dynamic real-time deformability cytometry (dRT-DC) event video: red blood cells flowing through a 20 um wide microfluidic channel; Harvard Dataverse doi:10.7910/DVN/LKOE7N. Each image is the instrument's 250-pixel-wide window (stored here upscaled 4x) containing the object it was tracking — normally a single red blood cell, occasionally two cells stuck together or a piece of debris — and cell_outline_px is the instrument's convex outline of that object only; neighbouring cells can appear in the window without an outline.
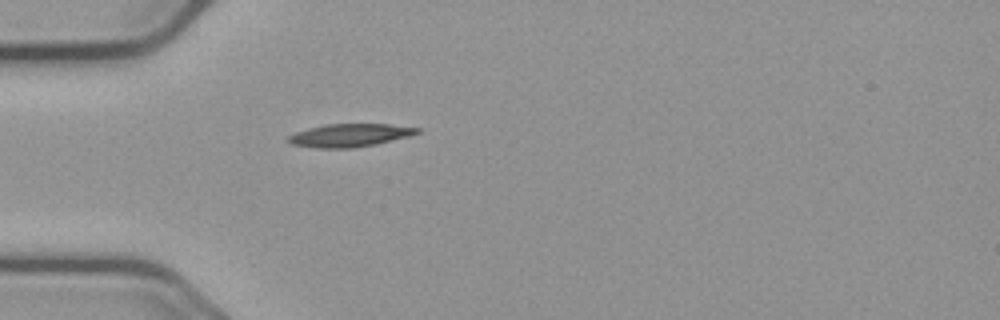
{"species": "common noctule bat (a hibernating species)", "species_latin": "Nyctalus noctula", "temperature_condition": "cold", "stored_images_in_passage": 40, "camera_frame_rate_fps": 3000, "um_per_image_px": 0.085, "animal": {"sex": "male", "body_mass_g": 23.1, "forearm_length_mm": 52.7}, "frame": {"image": 1, "passage_image": 1, "time_ms": 0.0, "image_size_px": [1000, 320], "cell_outline_px": [[420, 132], [408, 136], [376, 144], [352, 148], [316, 148], [292, 144], [284, 140], [288, 136], [296, 132], [308, 128], [324, 124], [388, 124], [420, 128]], "centroid_in_image_um": [29.68, 11.5], "position_along_channel_um": 55.3, "area_um2": 17.28}}
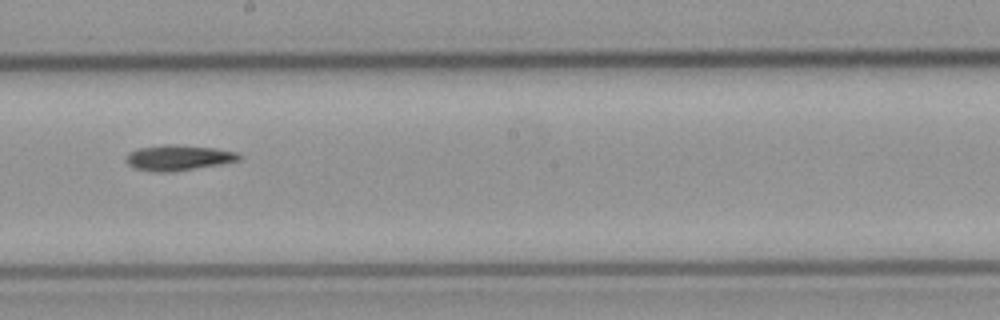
{"frame": {"image": 2, "passage_image": 16, "time_ms": 5.0, "image_size_px": [1000, 320], "cell_outline_px": [[244, 156], [240, 160], [220, 164], [168, 172], [152, 172], [136, 168], [128, 164], [124, 160], [128, 152], [136, 148], [164, 144], [172, 144], [216, 148], [236, 152]], "centroid_in_image_um": [15.13, 13.39], "position_along_channel_um": 233.1, "area_um2": 16.88}}
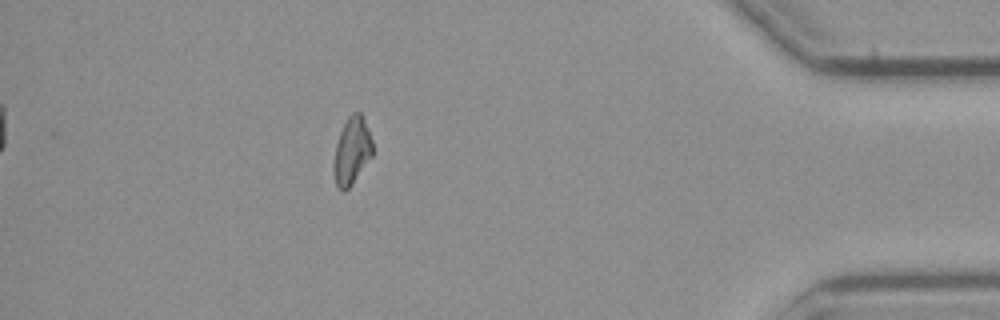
{"frame": {"image": 3, "passage_image": 34, "time_ms": 11.0, "image_size_px": [1000, 320], "cell_outline_px": [[372, 156], [352, 184], [344, 192], [340, 192], [336, 184], [332, 168], [336, 144], [340, 132], [348, 116], [352, 112], [360, 112], [364, 120], [372, 140]], "centroid_in_image_um": [29.88, 12.85], "position_along_channel_um": 405.3, "area_um2": 15.2}, "authors_computed_cell_mechanics": {"area_um2": 16.0395, "velocity_mm_per_s": 3.6667, "shape_relaxation_time_tau1_ms": 3.6876, "shape_relaxation_time_tau2_ms": 9.0312, "deformation_change_tau1": 0.1281, "deformation_change_tau2": 0.1804}}